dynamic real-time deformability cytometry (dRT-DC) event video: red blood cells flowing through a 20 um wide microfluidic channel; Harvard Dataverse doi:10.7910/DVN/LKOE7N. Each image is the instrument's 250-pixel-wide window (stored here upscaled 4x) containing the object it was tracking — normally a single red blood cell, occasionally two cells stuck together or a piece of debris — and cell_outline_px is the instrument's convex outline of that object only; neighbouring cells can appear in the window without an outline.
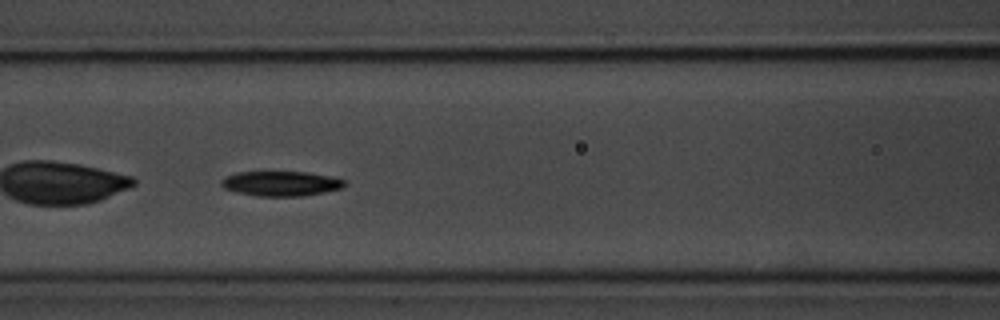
{"species": "common noctule bat (a hibernating species)", "species_latin": "Nyctalus noctula", "temperature_condition": "room temperature", "stored_images_in_passage": 9, "camera_frame_rate_fps": 3000, "um_per_image_px": 0.085, "animal": {"sex": "male", "body_mass_g": 20.1, "forearm_length_mm": 53.5}, "frame": {"image": 1, "passage_image": 3, "time_ms": 0.667, "image_size_px": [1000, 320], "cell_outline_px": [[344, 184], [340, 188], [324, 192], [300, 196], [256, 196], [236, 192], [224, 188], [220, 184], [220, 180], [236, 172], [304, 172], [328, 176], [344, 180]], "centroid_in_image_um": [23.81, 15.6], "position_along_channel_um": 142.8, "area_um2": 17.57}}
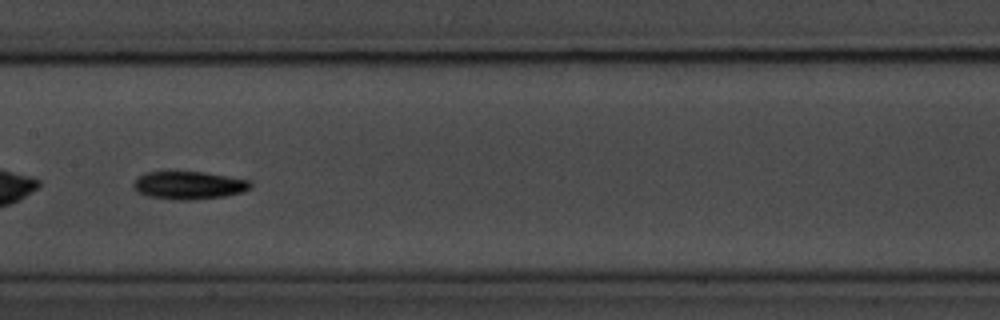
{"frame": {"image": 2, "passage_image": 4, "time_ms": 1.0, "image_size_px": [1000, 320], "cell_outline_px": [[252, 188], [244, 192], [224, 196], [192, 200], [172, 200], [148, 196], [140, 192], [132, 184], [140, 176], [148, 172], [204, 172], [252, 180]], "centroid_in_image_um": [16.14, 15.75], "position_along_channel_um": 191.3, "area_um2": 19.02}}